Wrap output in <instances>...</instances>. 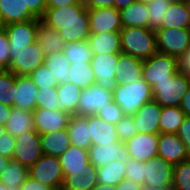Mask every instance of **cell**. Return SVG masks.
I'll return each mask as SVG.
<instances>
[{
	"label": "cell",
	"mask_w": 190,
	"mask_h": 190,
	"mask_svg": "<svg viewBox=\"0 0 190 190\" xmlns=\"http://www.w3.org/2000/svg\"><path fill=\"white\" fill-rule=\"evenodd\" d=\"M41 21L57 30L66 43L87 41L91 34L88 8L83 5L46 8Z\"/></svg>",
	"instance_id": "cell-1"
},
{
	"label": "cell",
	"mask_w": 190,
	"mask_h": 190,
	"mask_svg": "<svg viewBox=\"0 0 190 190\" xmlns=\"http://www.w3.org/2000/svg\"><path fill=\"white\" fill-rule=\"evenodd\" d=\"M121 52L146 60L158 52L156 33L145 27H123L120 30Z\"/></svg>",
	"instance_id": "cell-2"
},
{
	"label": "cell",
	"mask_w": 190,
	"mask_h": 190,
	"mask_svg": "<svg viewBox=\"0 0 190 190\" xmlns=\"http://www.w3.org/2000/svg\"><path fill=\"white\" fill-rule=\"evenodd\" d=\"M153 100L152 87L142 78L131 84L118 83L113 90V101L124 115L132 116L142 105Z\"/></svg>",
	"instance_id": "cell-3"
},
{
	"label": "cell",
	"mask_w": 190,
	"mask_h": 190,
	"mask_svg": "<svg viewBox=\"0 0 190 190\" xmlns=\"http://www.w3.org/2000/svg\"><path fill=\"white\" fill-rule=\"evenodd\" d=\"M189 86L190 76L179 71L173 79L156 82L152 86L153 100L162 107H180Z\"/></svg>",
	"instance_id": "cell-4"
},
{
	"label": "cell",
	"mask_w": 190,
	"mask_h": 190,
	"mask_svg": "<svg viewBox=\"0 0 190 190\" xmlns=\"http://www.w3.org/2000/svg\"><path fill=\"white\" fill-rule=\"evenodd\" d=\"M179 72L178 58L162 53H155L150 58L143 60L142 79L151 87L156 82H163Z\"/></svg>",
	"instance_id": "cell-5"
},
{
	"label": "cell",
	"mask_w": 190,
	"mask_h": 190,
	"mask_svg": "<svg viewBox=\"0 0 190 190\" xmlns=\"http://www.w3.org/2000/svg\"><path fill=\"white\" fill-rule=\"evenodd\" d=\"M28 176L53 190H60L64 175L59 157L43 154L30 168Z\"/></svg>",
	"instance_id": "cell-6"
},
{
	"label": "cell",
	"mask_w": 190,
	"mask_h": 190,
	"mask_svg": "<svg viewBox=\"0 0 190 190\" xmlns=\"http://www.w3.org/2000/svg\"><path fill=\"white\" fill-rule=\"evenodd\" d=\"M44 58L45 54L36 41L22 50H10L8 70L14 75L30 76L44 63Z\"/></svg>",
	"instance_id": "cell-7"
},
{
	"label": "cell",
	"mask_w": 190,
	"mask_h": 190,
	"mask_svg": "<svg viewBox=\"0 0 190 190\" xmlns=\"http://www.w3.org/2000/svg\"><path fill=\"white\" fill-rule=\"evenodd\" d=\"M155 33L159 53L179 59L190 47V29L159 28Z\"/></svg>",
	"instance_id": "cell-8"
},
{
	"label": "cell",
	"mask_w": 190,
	"mask_h": 190,
	"mask_svg": "<svg viewBox=\"0 0 190 190\" xmlns=\"http://www.w3.org/2000/svg\"><path fill=\"white\" fill-rule=\"evenodd\" d=\"M174 165L161 157L144 162V187L152 190H171Z\"/></svg>",
	"instance_id": "cell-9"
},
{
	"label": "cell",
	"mask_w": 190,
	"mask_h": 190,
	"mask_svg": "<svg viewBox=\"0 0 190 190\" xmlns=\"http://www.w3.org/2000/svg\"><path fill=\"white\" fill-rule=\"evenodd\" d=\"M42 155L40 134L37 131L23 132L15 137L13 160L30 168Z\"/></svg>",
	"instance_id": "cell-10"
},
{
	"label": "cell",
	"mask_w": 190,
	"mask_h": 190,
	"mask_svg": "<svg viewBox=\"0 0 190 190\" xmlns=\"http://www.w3.org/2000/svg\"><path fill=\"white\" fill-rule=\"evenodd\" d=\"M40 19L4 25L10 50H22L37 41Z\"/></svg>",
	"instance_id": "cell-11"
},
{
	"label": "cell",
	"mask_w": 190,
	"mask_h": 190,
	"mask_svg": "<svg viewBox=\"0 0 190 190\" xmlns=\"http://www.w3.org/2000/svg\"><path fill=\"white\" fill-rule=\"evenodd\" d=\"M119 56L120 54H94L90 61L96 84L111 92H113L118 82L115 71Z\"/></svg>",
	"instance_id": "cell-12"
},
{
	"label": "cell",
	"mask_w": 190,
	"mask_h": 190,
	"mask_svg": "<svg viewBox=\"0 0 190 190\" xmlns=\"http://www.w3.org/2000/svg\"><path fill=\"white\" fill-rule=\"evenodd\" d=\"M113 101V92L98 84L82 89L76 115H95L100 109Z\"/></svg>",
	"instance_id": "cell-13"
},
{
	"label": "cell",
	"mask_w": 190,
	"mask_h": 190,
	"mask_svg": "<svg viewBox=\"0 0 190 190\" xmlns=\"http://www.w3.org/2000/svg\"><path fill=\"white\" fill-rule=\"evenodd\" d=\"M124 143L130 159L146 162L158 156V134L136 133Z\"/></svg>",
	"instance_id": "cell-14"
},
{
	"label": "cell",
	"mask_w": 190,
	"mask_h": 190,
	"mask_svg": "<svg viewBox=\"0 0 190 190\" xmlns=\"http://www.w3.org/2000/svg\"><path fill=\"white\" fill-rule=\"evenodd\" d=\"M90 163L96 167H102L111 161L125 163L130 159L124 142H111V144L91 145L88 149Z\"/></svg>",
	"instance_id": "cell-15"
},
{
	"label": "cell",
	"mask_w": 190,
	"mask_h": 190,
	"mask_svg": "<svg viewBox=\"0 0 190 190\" xmlns=\"http://www.w3.org/2000/svg\"><path fill=\"white\" fill-rule=\"evenodd\" d=\"M90 33L120 31L123 26L120 10L113 8L88 9Z\"/></svg>",
	"instance_id": "cell-16"
},
{
	"label": "cell",
	"mask_w": 190,
	"mask_h": 190,
	"mask_svg": "<svg viewBox=\"0 0 190 190\" xmlns=\"http://www.w3.org/2000/svg\"><path fill=\"white\" fill-rule=\"evenodd\" d=\"M68 112L35 108L33 110L34 128L39 134L67 129L70 118Z\"/></svg>",
	"instance_id": "cell-17"
},
{
	"label": "cell",
	"mask_w": 190,
	"mask_h": 190,
	"mask_svg": "<svg viewBox=\"0 0 190 190\" xmlns=\"http://www.w3.org/2000/svg\"><path fill=\"white\" fill-rule=\"evenodd\" d=\"M158 157L175 165L188 160V152L185 144L177 134H158Z\"/></svg>",
	"instance_id": "cell-18"
},
{
	"label": "cell",
	"mask_w": 190,
	"mask_h": 190,
	"mask_svg": "<svg viewBox=\"0 0 190 190\" xmlns=\"http://www.w3.org/2000/svg\"><path fill=\"white\" fill-rule=\"evenodd\" d=\"M161 112L162 106L154 100L142 105L132 115L138 133L159 134V119Z\"/></svg>",
	"instance_id": "cell-19"
},
{
	"label": "cell",
	"mask_w": 190,
	"mask_h": 190,
	"mask_svg": "<svg viewBox=\"0 0 190 190\" xmlns=\"http://www.w3.org/2000/svg\"><path fill=\"white\" fill-rule=\"evenodd\" d=\"M16 93L13 107L33 111L36 108L38 88L30 76L15 75Z\"/></svg>",
	"instance_id": "cell-20"
},
{
	"label": "cell",
	"mask_w": 190,
	"mask_h": 190,
	"mask_svg": "<svg viewBox=\"0 0 190 190\" xmlns=\"http://www.w3.org/2000/svg\"><path fill=\"white\" fill-rule=\"evenodd\" d=\"M64 179L60 190H91L97 183V171L91 163L87 170L63 173Z\"/></svg>",
	"instance_id": "cell-21"
},
{
	"label": "cell",
	"mask_w": 190,
	"mask_h": 190,
	"mask_svg": "<svg viewBox=\"0 0 190 190\" xmlns=\"http://www.w3.org/2000/svg\"><path fill=\"white\" fill-rule=\"evenodd\" d=\"M142 65L143 60L121 52L115 71L118 83L131 84L141 79Z\"/></svg>",
	"instance_id": "cell-22"
},
{
	"label": "cell",
	"mask_w": 190,
	"mask_h": 190,
	"mask_svg": "<svg viewBox=\"0 0 190 190\" xmlns=\"http://www.w3.org/2000/svg\"><path fill=\"white\" fill-rule=\"evenodd\" d=\"M88 127L92 145L120 142L117 137L115 124L102 120L96 115H88Z\"/></svg>",
	"instance_id": "cell-23"
},
{
	"label": "cell",
	"mask_w": 190,
	"mask_h": 190,
	"mask_svg": "<svg viewBox=\"0 0 190 190\" xmlns=\"http://www.w3.org/2000/svg\"><path fill=\"white\" fill-rule=\"evenodd\" d=\"M94 54H120V31L90 34L87 40Z\"/></svg>",
	"instance_id": "cell-24"
},
{
	"label": "cell",
	"mask_w": 190,
	"mask_h": 190,
	"mask_svg": "<svg viewBox=\"0 0 190 190\" xmlns=\"http://www.w3.org/2000/svg\"><path fill=\"white\" fill-rule=\"evenodd\" d=\"M36 19L28 9H25L24 0H0V24L1 26L26 22Z\"/></svg>",
	"instance_id": "cell-25"
},
{
	"label": "cell",
	"mask_w": 190,
	"mask_h": 190,
	"mask_svg": "<svg viewBox=\"0 0 190 190\" xmlns=\"http://www.w3.org/2000/svg\"><path fill=\"white\" fill-rule=\"evenodd\" d=\"M67 132L72 146L88 150L92 145L88 116L71 115L68 121Z\"/></svg>",
	"instance_id": "cell-26"
},
{
	"label": "cell",
	"mask_w": 190,
	"mask_h": 190,
	"mask_svg": "<svg viewBox=\"0 0 190 190\" xmlns=\"http://www.w3.org/2000/svg\"><path fill=\"white\" fill-rule=\"evenodd\" d=\"M43 154L60 157L71 144L67 129L40 134Z\"/></svg>",
	"instance_id": "cell-27"
},
{
	"label": "cell",
	"mask_w": 190,
	"mask_h": 190,
	"mask_svg": "<svg viewBox=\"0 0 190 190\" xmlns=\"http://www.w3.org/2000/svg\"><path fill=\"white\" fill-rule=\"evenodd\" d=\"M4 128L13 137H17L23 132L36 131L34 128L33 111L12 107Z\"/></svg>",
	"instance_id": "cell-28"
},
{
	"label": "cell",
	"mask_w": 190,
	"mask_h": 190,
	"mask_svg": "<svg viewBox=\"0 0 190 190\" xmlns=\"http://www.w3.org/2000/svg\"><path fill=\"white\" fill-rule=\"evenodd\" d=\"M162 28L189 29L190 3L172 2L162 20Z\"/></svg>",
	"instance_id": "cell-29"
},
{
	"label": "cell",
	"mask_w": 190,
	"mask_h": 190,
	"mask_svg": "<svg viewBox=\"0 0 190 190\" xmlns=\"http://www.w3.org/2000/svg\"><path fill=\"white\" fill-rule=\"evenodd\" d=\"M59 159L63 173L87 170V166L90 164L88 150L72 145L66 149Z\"/></svg>",
	"instance_id": "cell-30"
},
{
	"label": "cell",
	"mask_w": 190,
	"mask_h": 190,
	"mask_svg": "<svg viewBox=\"0 0 190 190\" xmlns=\"http://www.w3.org/2000/svg\"><path fill=\"white\" fill-rule=\"evenodd\" d=\"M123 27L148 28L149 12L147 4L134 1L128 7L120 10Z\"/></svg>",
	"instance_id": "cell-31"
},
{
	"label": "cell",
	"mask_w": 190,
	"mask_h": 190,
	"mask_svg": "<svg viewBox=\"0 0 190 190\" xmlns=\"http://www.w3.org/2000/svg\"><path fill=\"white\" fill-rule=\"evenodd\" d=\"M37 41L45 55L63 51L66 45L64 38L58 33V31L45 25L41 19L38 28Z\"/></svg>",
	"instance_id": "cell-32"
},
{
	"label": "cell",
	"mask_w": 190,
	"mask_h": 190,
	"mask_svg": "<svg viewBox=\"0 0 190 190\" xmlns=\"http://www.w3.org/2000/svg\"><path fill=\"white\" fill-rule=\"evenodd\" d=\"M82 89L72 83L59 84L57 96L59 98V110L76 115Z\"/></svg>",
	"instance_id": "cell-33"
},
{
	"label": "cell",
	"mask_w": 190,
	"mask_h": 190,
	"mask_svg": "<svg viewBox=\"0 0 190 190\" xmlns=\"http://www.w3.org/2000/svg\"><path fill=\"white\" fill-rule=\"evenodd\" d=\"M44 64L51 71L58 84L69 82L68 74L70 70V62L63 54V51L46 54Z\"/></svg>",
	"instance_id": "cell-34"
},
{
	"label": "cell",
	"mask_w": 190,
	"mask_h": 190,
	"mask_svg": "<svg viewBox=\"0 0 190 190\" xmlns=\"http://www.w3.org/2000/svg\"><path fill=\"white\" fill-rule=\"evenodd\" d=\"M99 184L117 186L126 175L125 163L115 160L102 167L96 168Z\"/></svg>",
	"instance_id": "cell-35"
},
{
	"label": "cell",
	"mask_w": 190,
	"mask_h": 190,
	"mask_svg": "<svg viewBox=\"0 0 190 190\" xmlns=\"http://www.w3.org/2000/svg\"><path fill=\"white\" fill-rule=\"evenodd\" d=\"M28 176V168L10 159L5 169L0 174V182L8 189L20 188Z\"/></svg>",
	"instance_id": "cell-36"
},
{
	"label": "cell",
	"mask_w": 190,
	"mask_h": 190,
	"mask_svg": "<svg viewBox=\"0 0 190 190\" xmlns=\"http://www.w3.org/2000/svg\"><path fill=\"white\" fill-rule=\"evenodd\" d=\"M69 68V83L76 85L80 89H86L91 85L96 84V79L90 62L70 64Z\"/></svg>",
	"instance_id": "cell-37"
},
{
	"label": "cell",
	"mask_w": 190,
	"mask_h": 190,
	"mask_svg": "<svg viewBox=\"0 0 190 190\" xmlns=\"http://www.w3.org/2000/svg\"><path fill=\"white\" fill-rule=\"evenodd\" d=\"M184 117L185 114L180 107H162L159 119L160 133L177 134Z\"/></svg>",
	"instance_id": "cell-38"
},
{
	"label": "cell",
	"mask_w": 190,
	"mask_h": 190,
	"mask_svg": "<svg viewBox=\"0 0 190 190\" xmlns=\"http://www.w3.org/2000/svg\"><path fill=\"white\" fill-rule=\"evenodd\" d=\"M63 54L69 60L70 64L88 63L93 56L88 41L66 43Z\"/></svg>",
	"instance_id": "cell-39"
},
{
	"label": "cell",
	"mask_w": 190,
	"mask_h": 190,
	"mask_svg": "<svg viewBox=\"0 0 190 190\" xmlns=\"http://www.w3.org/2000/svg\"><path fill=\"white\" fill-rule=\"evenodd\" d=\"M15 75L10 70H0V102L13 107L16 93Z\"/></svg>",
	"instance_id": "cell-40"
},
{
	"label": "cell",
	"mask_w": 190,
	"mask_h": 190,
	"mask_svg": "<svg viewBox=\"0 0 190 190\" xmlns=\"http://www.w3.org/2000/svg\"><path fill=\"white\" fill-rule=\"evenodd\" d=\"M171 4V0H153L150 4H147L150 15L148 19V28L154 31L162 28V20Z\"/></svg>",
	"instance_id": "cell-41"
},
{
	"label": "cell",
	"mask_w": 190,
	"mask_h": 190,
	"mask_svg": "<svg viewBox=\"0 0 190 190\" xmlns=\"http://www.w3.org/2000/svg\"><path fill=\"white\" fill-rule=\"evenodd\" d=\"M171 190H190V161L186 160L174 165L173 185Z\"/></svg>",
	"instance_id": "cell-42"
},
{
	"label": "cell",
	"mask_w": 190,
	"mask_h": 190,
	"mask_svg": "<svg viewBox=\"0 0 190 190\" xmlns=\"http://www.w3.org/2000/svg\"><path fill=\"white\" fill-rule=\"evenodd\" d=\"M36 108L49 110H59V98L57 96V87L38 89Z\"/></svg>",
	"instance_id": "cell-43"
},
{
	"label": "cell",
	"mask_w": 190,
	"mask_h": 190,
	"mask_svg": "<svg viewBox=\"0 0 190 190\" xmlns=\"http://www.w3.org/2000/svg\"><path fill=\"white\" fill-rule=\"evenodd\" d=\"M33 83L37 86L38 89H46L57 87L59 84L57 80L54 79L51 71L43 63L41 64L31 75Z\"/></svg>",
	"instance_id": "cell-44"
},
{
	"label": "cell",
	"mask_w": 190,
	"mask_h": 190,
	"mask_svg": "<svg viewBox=\"0 0 190 190\" xmlns=\"http://www.w3.org/2000/svg\"><path fill=\"white\" fill-rule=\"evenodd\" d=\"M117 137L120 142H126L138 133L137 126L132 116L125 115L115 124Z\"/></svg>",
	"instance_id": "cell-45"
},
{
	"label": "cell",
	"mask_w": 190,
	"mask_h": 190,
	"mask_svg": "<svg viewBox=\"0 0 190 190\" xmlns=\"http://www.w3.org/2000/svg\"><path fill=\"white\" fill-rule=\"evenodd\" d=\"M125 178L133 180L136 184L144 187V162L135 159H129L125 162Z\"/></svg>",
	"instance_id": "cell-46"
},
{
	"label": "cell",
	"mask_w": 190,
	"mask_h": 190,
	"mask_svg": "<svg viewBox=\"0 0 190 190\" xmlns=\"http://www.w3.org/2000/svg\"><path fill=\"white\" fill-rule=\"evenodd\" d=\"M95 115L101 118L102 120H105L113 124H116L120 119H122L125 116L119 105L114 101L108 103Z\"/></svg>",
	"instance_id": "cell-47"
},
{
	"label": "cell",
	"mask_w": 190,
	"mask_h": 190,
	"mask_svg": "<svg viewBox=\"0 0 190 190\" xmlns=\"http://www.w3.org/2000/svg\"><path fill=\"white\" fill-rule=\"evenodd\" d=\"M10 45L8 42V37L6 30L3 26L0 27V70H8L10 60Z\"/></svg>",
	"instance_id": "cell-48"
},
{
	"label": "cell",
	"mask_w": 190,
	"mask_h": 190,
	"mask_svg": "<svg viewBox=\"0 0 190 190\" xmlns=\"http://www.w3.org/2000/svg\"><path fill=\"white\" fill-rule=\"evenodd\" d=\"M15 147V137L5 131L0 137V154L12 159Z\"/></svg>",
	"instance_id": "cell-49"
},
{
	"label": "cell",
	"mask_w": 190,
	"mask_h": 190,
	"mask_svg": "<svg viewBox=\"0 0 190 190\" xmlns=\"http://www.w3.org/2000/svg\"><path fill=\"white\" fill-rule=\"evenodd\" d=\"M25 9L38 19H41L47 8L46 0H24Z\"/></svg>",
	"instance_id": "cell-50"
},
{
	"label": "cell",
	"mask_w": 190,
	"mask_h": 190,
	"mask_svg": "<svg viewBox=\"0 0 190 190\" xmlns=\"http://www.w3.org/2000/svg\"><path fill=\"white\" fill-rule=\"evenodd\" d=\"M180 140L185 144L187 152L190 151V116H185L177 132Z\"/></svg>",
	"instance_id": "cell-51"
},
{
	"label": "cell",
	"mask_w": 190,
	"mask_h": 190,
	"mask_svg": "<svg viewBox=\"0 0 190 190\" xmlns=\"http://www.w3.org/2000/svg\"><path fill=\"white\" fill-rule=\"evenodd\" d=\"M19 190H53V189L27 176L25 182L21 185Z\"/></svg>",
	"instance_id": "cell-52"
},
{
	"label": "cell",
	"mask_w": 190,
	"mask_h": 190,
	"mask_svg": "<svg viewBox=\"0 0 190 190\" xmlns=\"http://www.w3.org/2000/svg\"><path fill=\"white\" fill-rule=\"evenodd\" d=\"M179 71L186 73L190 76V47L189 49L178 59Z\"/></svg>",
	"instance_id": "cell-53"
},
{
	"label": "cell",
	"mask_w": 190,
	"mask_h": 190,
	"mask_svg": "<svg viewBox=\"0 0 190 190\" xmlns=\"http://www.w3.org/2000/svg\"><path fill=\"white\" fill-rule=\"evenodd\" d=\"M86 7L88 9L113 8L115 7V2L113 0H91Z\"/></svg>",
	"instance_id": "cell-54"
},
{
	"label": "cell",
	"mask_w": 190,
	"mask_h": 190,
	"mask_svg": "<svg viewBox=\"0 0 190 190\" xmlns=\"http://www.w3.org/2000/svg\"><path fill=\"white\" fill-rule=\"evenodd\" d=\"M69 5H80L77 0H46L47 8L66 7Z\"/></svg>",
	"instance_id": "cell-55"
},
{
	"label": "cell",
	"mask_w": 190,
	"mask_h": 190,
	"mask_svg": "<svg viewBox=\"0 0 190 190\" xmlns=\"http://www.w3.org/2000/svg\"><path fill=\"white\" fill-rule=\"evenodd\" d=\"M143 187L136 184L133 180H128L126 178L116 186V190H142Z\"/></svg>",
	"instance_id": "cell-56"
},
{
	"label": "cell",
	"mask_w": 190,
	"mask_h": 190,
	"mask_svg": "<svg viewBox=\"0 0 190 190\" xmlns=\"http://www.w3.org/2000/svg\"><path fill=\"white\" fill-rule=\"evenodd\" d=\"M12 107L6 106L0 102V126L4 127L10 116Z\"/></svg>",
	"instance_id": "cell-57"
},
{
	"label": "cell",
	"mask_w": 190,
	"mask_h": 190,
	"mask_svg": "<svg viewBox=\"0 0 190 190\" xmlns=\"http://www.w3.org/2000/svg\"><path fill=\"white\" fill-rule=\"evenodd\" d=\"M180 108L184 112L185 116H190V86L183 97Z\"/></svg>",
	"instance_id": "cell-58"
},
{
	"label": "cell",
	"mask_w": 190,
	"mask_h": 190,
	"mask_svg": "<svg viewBox=\"0 0 190 190\" xmlns=\"http://www.w3.org/2000/svg\"><path fill=\"white\" fill-rule=\"evenodd\" d=\"M115 2V8L121 10L125 7H128L131 3L136 0H113Z\"/></svg>",
	"instance_id": "cell-59"
},
{
	"label": "cell",
	"mask_w": 190,
	"mask_h": 190,
	"mask_svg": "<svg viewBox=\"0 0 190 190\" xmlns=\"http://www.w3.org/2000/svg\"><path fill=\"white\" fill-rule=\"evenodd\" d=\"M91 190H116V186H108L97 183Z\"/></svg>",
	"instance_id": "cell-60"
},
{
	"label": "cell",
	"mask_w": 190,
	"mask_h": 190,
	"mask_svg": "<svg viewBox=\"0 0 190 190\" xmlns=\"http://www.w3.org/2000/svg\"><path fill=\"white\" fill-rule=\"evenodd\" d=\"M9 161H10V158H7L0 154V174L5 169Z\"/></svg>",
	"instance_id": "cell-61"
},
{
	"label": "cell",
	"mask_w": 190,
	"mask_h": 190,
	"mask_svg": "<svg viewBox=\"0 0 190 190\" xmlns=\"http://www.w3.org/2000/svg\"><path fill=\"white\" fill-rule=\"evenodd\" d=\"M77 2L78 4L86 7L91 2V0H77Z\"/></svg>",
	"instance_id": "cell-62"
},
{
	"label": "cell",
	"mask_w": 190,
	"mask_h": 190,
	"mask_svg": "<svg viewBox=\"0 0 190 190\" xmlns=\"http://www.w3.org/2000/svg\"><path fill=\"white\" fill-rule=\"evenodd\" d=\"M171 1L177 3H190V0H171Z\"/></svg>",
	"instance_id": "cell-63"
},
{
	"label": "cell",
	"mask_w": 190,
	"mask_h": 190,
	"mask_svg": "<svg viewBox=\"0 0 190 190\" xmlns=\"http://www.w3.org/2000/svg\"><path fill=\"white\" fill-rule=\"evenodd\" d=\"M136 1L144 3V4H150L153 0H136Z\"/></svg>",
	"instance_id": "cell-64"
},
{
	"label": "cell",
	"mask_w": 190,
	"mask_h": 190,
	"mask_svg": "<svg viewBox=\"0 0 190 190\" xmlns=\"http://www.w3.org/2000/svg\"><path fill=\"white\" fill-rule=\"evenodd\" d=\"M0 190H8V188L0 182Z\"/></svg>",
	"instance_id": "cell-65"
},
{
	"label": "cell",
	"mask_w": 190,
	"mask_h": 190,
	"mask_svg": "<svg viewBox=\"0 0 190 190\" xmlns=\"http://www.w3.org/2000/svg\"><path fill=\"white\" fill-rule=\"evenodd\" d=\"M5 133V128L0 126V137Z\"/></svg>",
	"instance_id": "cell-66"
},
{
	"label": "cell",
	"mask_w": 190,
	"mask_h": 190,
	"mask_svg": "<svg viewBox=\"0 0 190 190\" xmlns=\"http://www.w3.org/2000/svg\"><path fill=\"white\" fill-rule=\"evenodd\" d=\"M8 190H19V188H10Z\"/></svg>",
	"instance_id": "cell-67"
},
{
	"label": "cell",
	"mask_w": 190,
	"mask_h": 190,
	"mask_svg": "<svg viewBox=\"0 0 190 190\" xmlns=\"http://www.w3.org/2000/svg\"><path fill=\"white\" fill-rule=\"evenodd\" d=\"M188 160L190 161V151L188 152Z\"/></svg>",
	"instance_id": "cell-68"
},
{
	"label": "cell",
	"mask_w": 190,
	"mask_h": 190,
	"mask_svg": "<svg viewBox=\"0 0 190 190\" xmlns=\"http://www.w3.org/2000/svg\"><path fill=\"white\" fill-rule=\"evenodd\" d=\"M142 190H152V189H149V188H145V187H143V189Z\"/></svg>",
	"instance_id": "cell-69"
}]
</instances>
